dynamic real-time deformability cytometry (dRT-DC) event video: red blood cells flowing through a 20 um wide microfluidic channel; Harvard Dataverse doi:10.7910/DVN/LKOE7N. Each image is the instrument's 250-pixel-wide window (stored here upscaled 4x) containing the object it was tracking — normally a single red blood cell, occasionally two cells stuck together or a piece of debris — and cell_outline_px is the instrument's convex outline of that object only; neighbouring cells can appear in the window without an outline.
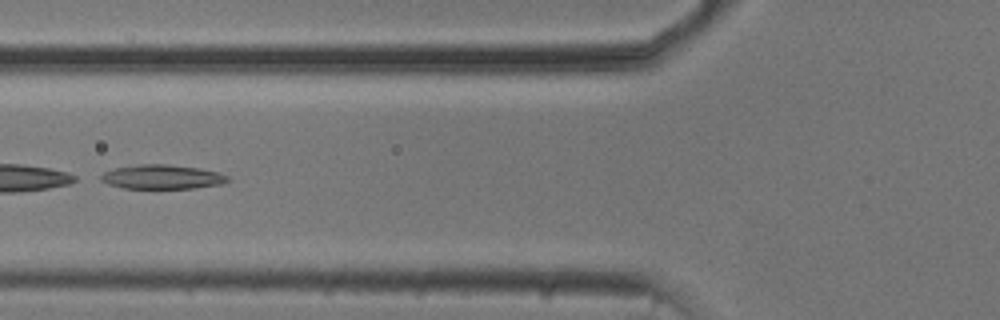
{"species": "common noctule bat (a hibernating species)", "species_latin": "Nyctalus noctula", "temperature_condition": "cold", "stored_images_in_passage": 42, "segment_of_instrument_passage": [2, 2], "camera_frame_rate_fps": 3000, "um_per_image_px": 0.085, "animal": {"sex": "male", "body_mass_g": 20.5, "forearm_length_mm": 52.5}, "frame": {"image": 1, "passage_image": 10, "time_ms": 3.0, "image_size_px": [1000, 320], "cell_outline_px": [[232, 180], [220, 184], [192, 188], [124, 188], [108, 184], [100, 180], [100, 176], [104, 172], [116, 168], [140, 164], [168, 164], [200, 168], [220, 172], [228, 176]], "centroid_in_image_um": [13.81, 15.03], "position_along_channel_um": 112.0, "area_um2": 17.92}}
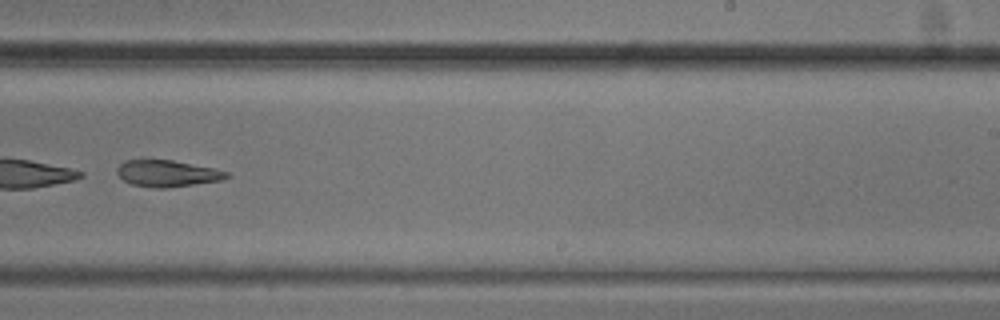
{"frame": {"image": 2, "passage_image": 23, "time_ms": 7.333, "image_size_px": [1000, 320], "cell_outline_px": [[228, 176], [220, 180], [164, 188], [156, 188], [132, 184], [124, 180], [116, 172], [116, 168], [124, 160], [140, 156], [172, 160], [212, 168], [228, 172]], "centroid_in_image_um": [14.09, 14.68], "position_along_channel_um": 274.9, "area_um2": 17.22}}